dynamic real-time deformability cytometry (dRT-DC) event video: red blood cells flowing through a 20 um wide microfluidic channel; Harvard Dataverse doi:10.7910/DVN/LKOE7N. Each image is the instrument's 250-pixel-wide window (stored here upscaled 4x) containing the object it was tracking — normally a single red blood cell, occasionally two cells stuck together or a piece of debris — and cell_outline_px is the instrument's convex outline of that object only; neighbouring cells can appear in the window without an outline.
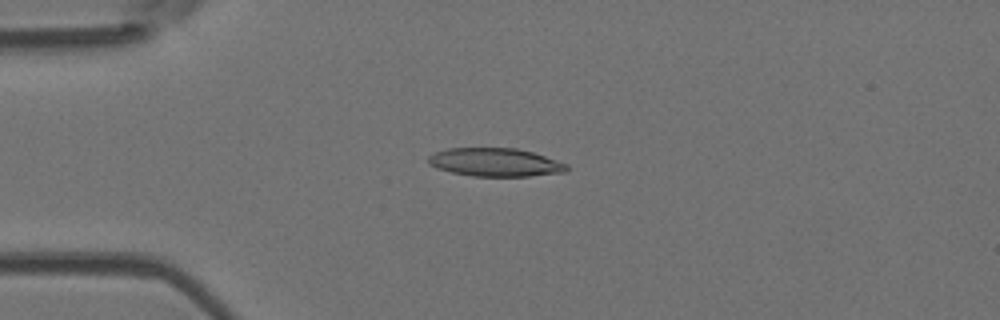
{"species": "Egyptian fruit bat (a non-hibernating species)", "species_latin": "Rousettus aegyptiacus", "temperature_condition": "room temperature", "stored_images_in_passage": 8, "camera_frame_rate_fps": 3000, "um_per_image_px": 0.085, "animal": {"sex": "female"}, "frame": {"image": 1, "passage_image": 3, "time_ms": 2.333, "image_size_px": [1000, 320], "cell_outline_px": [[568, 172], [528, 176], [472, 176], [452, 172], [436, 168], [428, 164], [428, 156], [436, 152], [448, 148], [516, 148], [532, 152], [568, 164]], "centroid_in_image_um": [42.09, 13.8], "position_along_channel_um": 42.9, "area_um2": 22.83}}
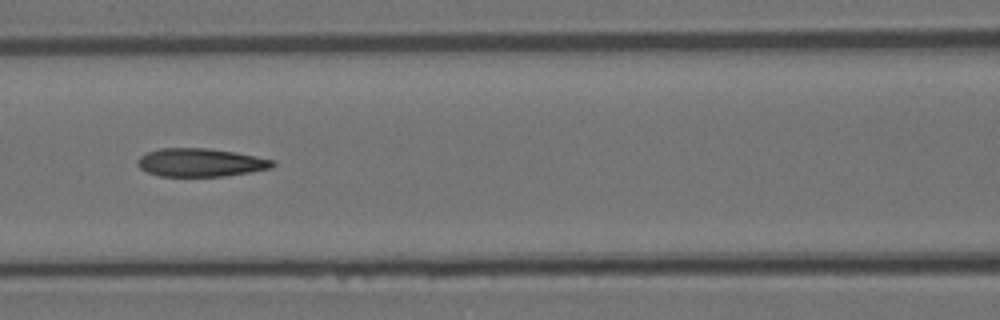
{"frame": {"image": 2, "passage_image": 6, "time_ms": 5.667, "image_size_px": [1000, 320], "cell_outline_px": [[276, 164], [272, 168], [224, 176], [160, 176], [148, 172], [140, 168], [136, 164], [136, 160], [140, 156], [148, 152], [160, 148], [208, 148], [236, 152], [276, 160]], "centroid_in_image_um": [17.06, 13.8], "position_along_channel_um": 149.5, "area_um2": 22.31}}
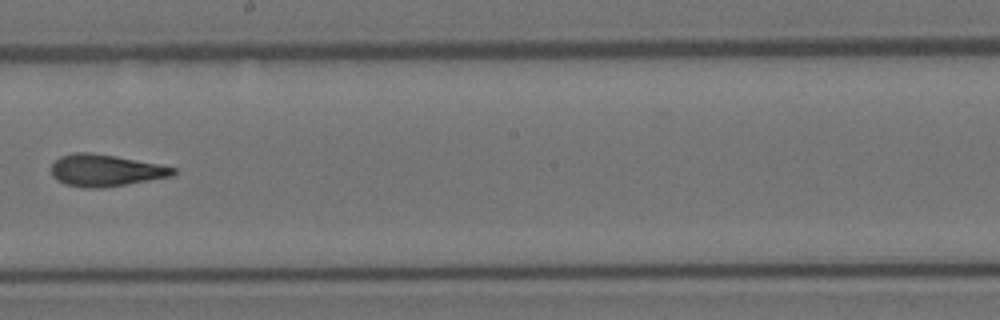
{"frame": {"image": 3, "passage_image": 8, "time_ms": 8.0, "image_size_px": [1000, 320], "cell_outline_px": [[176, 172], [172, 176], [104, 188], [84, 188], [64, 184], [56, 180], [52, 176], [52, 164], [60, 156], [72, 152], [92, 152], [116, 156], [176, 168]], "centroid_in_image_um": [8.92, 14.48], "position_along_channel_um": 239.3, "area_um2": 22.66}}